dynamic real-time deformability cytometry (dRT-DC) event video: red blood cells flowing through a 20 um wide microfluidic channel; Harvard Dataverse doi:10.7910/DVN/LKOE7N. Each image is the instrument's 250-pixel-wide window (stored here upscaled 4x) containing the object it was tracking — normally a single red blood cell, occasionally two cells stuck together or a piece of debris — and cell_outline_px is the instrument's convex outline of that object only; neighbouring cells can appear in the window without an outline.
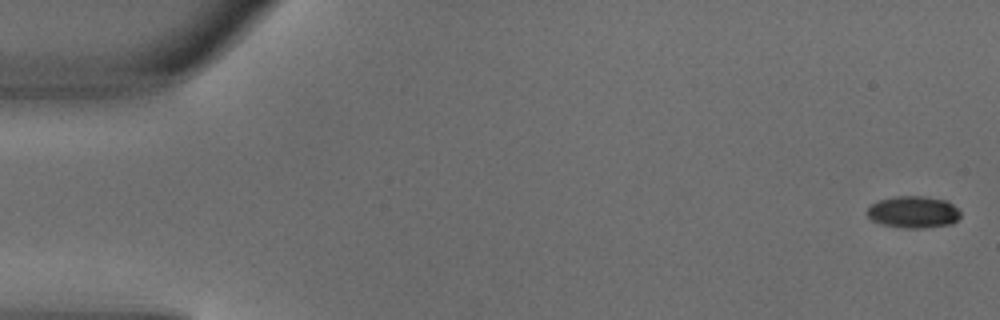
{"species": "common noctule bat (a hibernating species)", "species_latin": "Nyctalus noctula", "temperature_condition": "warm", "stored_images_in_passage": 6, "camera_frame_rate_fps": 3000, "um_per_image_px": 0.085, "animal": {"sex": "male", "body_mass_g": 18.8}, "frame": {"image": 1, "passage_image": 1, "time_ms": 0.0, "image_size_px": [1000, 320], "cell_outline_px": [[960, 216], [952, 224], [924, 228], [904, 228], [884, 224], [872, 220], [868, 216], [868, 208], [872, 204], [880, 200], [896, 196], [924, 196], [948, 200], [960, 212]], "centroid_in_image_um": [77.67, 18.02], "position_along_channel_um": 7.3, "area_um2": 17.22}}
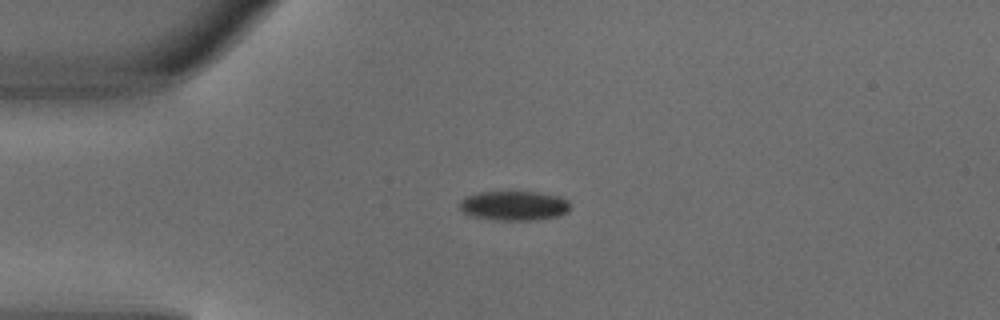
{"frame": {"image": 2, "passage_image": 4, "time_ms": 1.0, "image_size_px": [1000, 320], "cell_outline_px": [[568, 212], [560, 216], [536, 220], [496, 220], [472, 216], [464, 212], [460, 208], [460, 200], [464, 196], [476, 192], [540, 192], [560, 196], [568, 200]], "centroid_in_image_um": [43.69, 17.48], "position_along_channel_um": 41.3, "area_um2": 19.19}}